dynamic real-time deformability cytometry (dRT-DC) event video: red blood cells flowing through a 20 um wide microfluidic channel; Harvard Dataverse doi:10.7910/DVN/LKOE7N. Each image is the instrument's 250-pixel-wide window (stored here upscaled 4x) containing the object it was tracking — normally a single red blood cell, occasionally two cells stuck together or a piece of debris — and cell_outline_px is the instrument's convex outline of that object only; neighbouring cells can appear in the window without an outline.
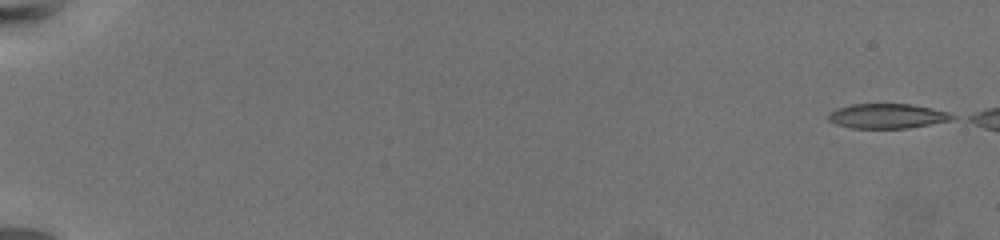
{"species": "common noctule bat (a hibernating species)", "species_latin": "Nyctalus noctula", "temperature_condition": "warm", "stored_images_in_passage": 10, "camera_frame_rate_fps": 3000, "um_per_image_px": 0.085, "animal": {"sex": "female", "body_mass_g": 19.5, "forearm_length_mm": 54.1}, "frame": {"image": 1, "passage_image": 1, "time_ms": 0.0, "image_size_px": [1000, 240], "cell_outline_px": [[956, 116], [952, 120], [908, 128], [852, 128], [836, 124], [828, 120], [828, 116], [832, 112], [840, 108], [852, 104], [908, 104], [948, 112]], "centroid_in_image_um": [75.43, 9.87], "position_along_channel_um": 9.6, "area_um2": 17.51}}